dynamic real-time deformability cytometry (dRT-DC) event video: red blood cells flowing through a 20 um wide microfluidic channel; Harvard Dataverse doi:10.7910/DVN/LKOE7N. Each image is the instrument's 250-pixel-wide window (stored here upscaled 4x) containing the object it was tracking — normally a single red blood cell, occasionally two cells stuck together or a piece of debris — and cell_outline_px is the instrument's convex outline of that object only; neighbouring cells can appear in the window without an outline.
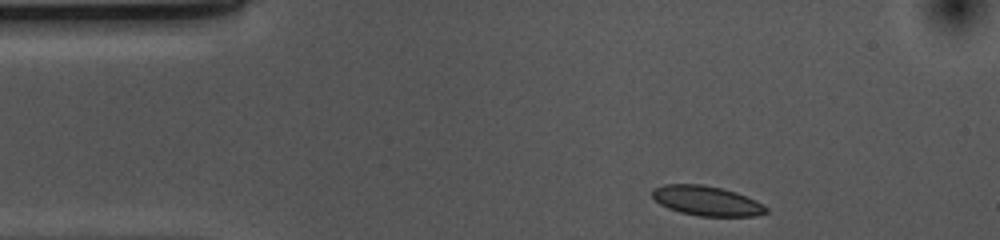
{"species": "common noctule bat (a hibernating species)", "species_latin": "Nyctalus noctula", "temperature_condition": "cold", "stored_images_in_passage": 36, "camera_frame_rate_fps": 3000, "um_per_image_px": 0.085, "animal": {"sex": "female", "body_mass_g": 10.0, "forearm_length_mm": 53.1}, "frame": {"image": 1, "passage_image": 1, "time_ms": 0.0, "image_size_px": [1000, 240], "cell_outline_px": [[768, 212], [756, 216], [700, 216], [680, 212], [668, 208], [660, 204], [652, 196], [652, 188], [664, 184], [700, 184], [720, 188], [736, 192], [756, 200], [764, 204], [768, 208]], "centroid_in_image_um": [60.08, 17.07], "position_along_channel_um": 24.9, "area_um2": 19.77}}
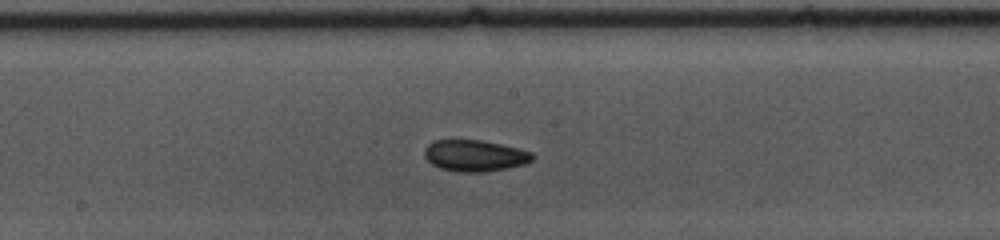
{"frame": {"image": 2, "passage_image": 20, "time_ms": 6.333, "image_size_px": [1000, 240], "cell_outline_px": [[536, 156], [528, 164], [484, 172], [460, 172], [440, 168], [432, 164], [424, 156], [424, 148], [432, 140], [480, 140], [500, 144], [532, 152]], "centroid_in_image_um": [40.36, 13.23], "position_along_channel_um": 207.8, "area_um2": 19.83}}
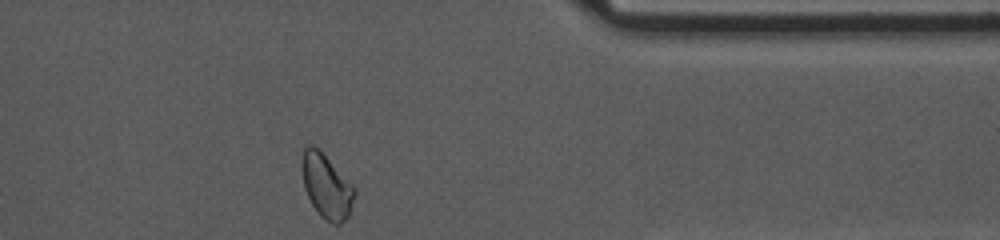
{"frame": {"image": 3, "passage_image": 36, "time_ms": 11.667, "image_size_px": [1000, 240], "cell_outline_px": [[356, 196], [348, 216], [340, 224], [332, 224], [324, 220], [320, 216], [312, 204], [304, 188], [300, 168], [300, 160], [304, 148], [308, 144], [312, 144], [320, 148], [356, 188]], "centroid_in_image_um": [27.74, 15.78], "position_along_channel_um": 383.7, "area_um2": 20.35}, "authors_computed_cell_mechanics": {"area_um2": 19.7098, "velocity_mm_per_s": 3.6675, "shape_relaxation_time_tau1_ms": 7.0116, "shape_relaxation_time_tau2_ms": 4.2288, "deformation_change_tau1": 0.0906, "deformation_change_tau2": 0.0708}}